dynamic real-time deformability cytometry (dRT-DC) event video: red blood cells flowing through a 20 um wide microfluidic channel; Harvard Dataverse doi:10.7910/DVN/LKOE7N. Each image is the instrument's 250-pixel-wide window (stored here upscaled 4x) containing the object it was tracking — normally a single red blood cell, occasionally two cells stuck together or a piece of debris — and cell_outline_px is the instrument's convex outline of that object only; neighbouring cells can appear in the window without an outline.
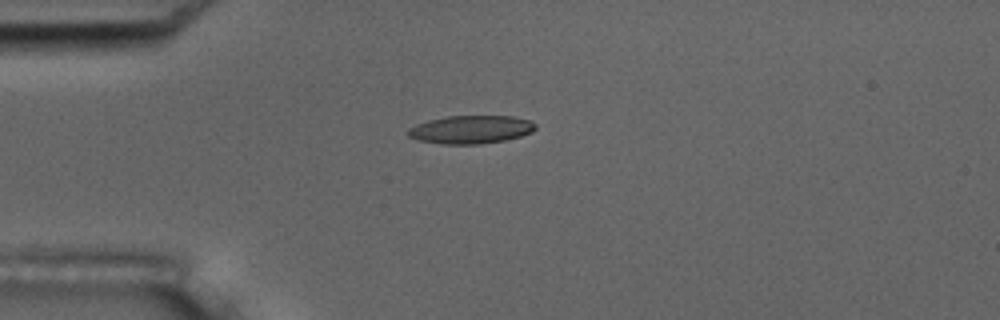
{"species": "common noctule bat (a hibernating species)", "species_latin": "Nyctalus noctula", "temperature_condition": "room temperature", "stored_images_in_passage": 48, "camera_frame_rate_fps": 3000, "um_per_image_px": 0.085, "animal": {"sex": "male", "body_mass_g": 17.5, "forearm_length_mm": 52.3}, "frame": {"image": 1, "passage_image": 8, "time_ms": 2.333, "image_size_px": [1000, 320], "cell_outline_px": [[536, 128], [532, 132], [520, 136], [504, 140], [480, 144], [440, 144], [420, 140], [408, 136], [408, 128], [416, 124], [428, 120], [448, 116], [512, 116], [528, 120], [536, 124]], "centroid_in_image_um": [40.01, 11.01], "position_along_channel_um": 45.0, "area_um2": 20.81}}
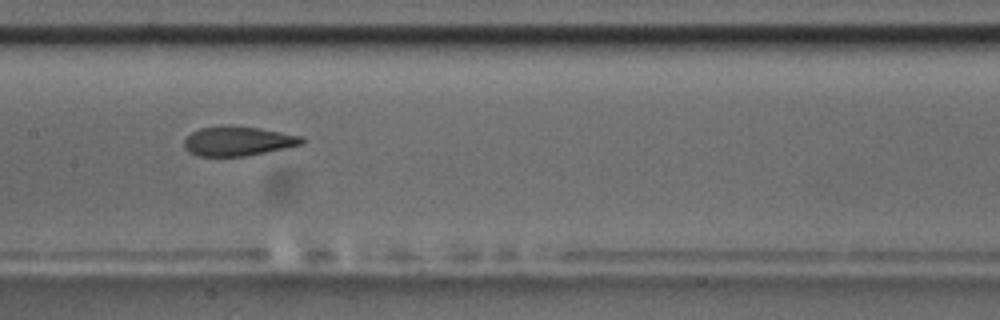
{"frame": {"image": 2, "passage_image": 21, "time_ms": 6.667, "image_size_px": [1000, 320], "cell_outline_px": [[304, 144], [248, 156], [196, 156], [188, 152], [184, 148], [184, 140], [192, 132], [200, 128], [260, 128], [304, 136]], "centroid_in_image_um": [20.27, 12.04], "position_along_channel_um": 187.1, "area_um2": 19.71}, "authors_computed_cell_mechanics": {"area_um2": 21.0392, "velocity_mm_per_s": 3.7117, "shape_relaxation_time_tau1_ms": null, "shape_relaxation_time_tau2_ms": 2.0052, "deformation_change_tau1": null, "deformation_change_tau2": 0.0854}}